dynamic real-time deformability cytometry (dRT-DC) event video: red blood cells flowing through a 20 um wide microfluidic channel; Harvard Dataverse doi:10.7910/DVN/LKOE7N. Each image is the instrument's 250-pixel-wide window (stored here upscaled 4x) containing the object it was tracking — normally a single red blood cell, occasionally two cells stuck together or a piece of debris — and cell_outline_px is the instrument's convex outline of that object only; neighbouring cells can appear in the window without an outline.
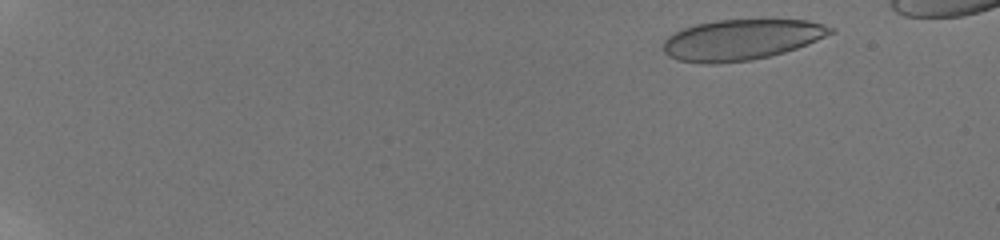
{"species": "human", "species_latin": "Homo sapiens", "temperature_condition": "room temperature", "stored_images_in_passage": 55, "camera_frame_rate_fps": 3000, "um_per_image_px": 0.085, "donor": {"sex": "male"}, "frame": {"image": 1, "passage_image": 5, "time_ms": 1.333, "image_size_px": [1000, 240], "cell_outline_px": [[836, 32], [808, 44], [784, 52], [752, 60], [716, 64], [704, 64], [680, 60], [668, 56], [664, 52], [660, 44], [668, 36], [684, 28], [696, 24], [716, 20], [764, 16], [808, 20], [824, 24], [836, 28]], "centroid_in_image_um": [63.08, 3.32], "position_along_channel_um": 21.9, "area_um2": 41.15}}
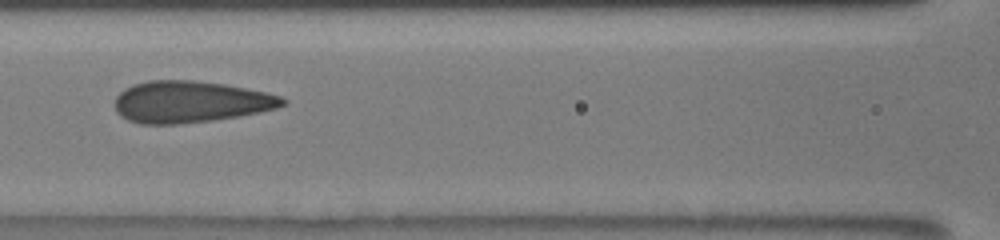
{"frame": {"image": 2, "passage_image": 28, "time_ms": 9.0, "image_size_px": [1000, 240], "cell_outline_px": [[288, 104], [276, 108], [260, 112], [212, 120], [176, 124], [140, 124], [128, 120], [120, 116], [116, 112], [116, 96], [124, 88], [132, 84], [148, 80], [192, 80], [224, 84], [264, 92], [280, 96], [288, 100]], "centroid_in_image_um": [16.16, 8.65], "position_along_channel_um": 150.4, "area_um2": 40.69}}
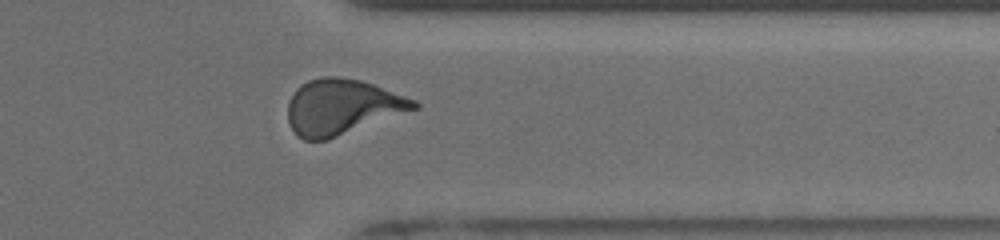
{"frame": {"image": 3, "passage_image": 46, "time_ms": 15.0, "image_size_px": [1000, 240], "cell_outline_px": [[420, 108], [328, 140], [304, 140], [296, 136], [288, 124], [288, 104], [296, 88], [300, 84], [308, 80], [320, 76], [336, 76], [360, 80], [372, 84], [416, 100], [420, 104]], "centroid_in_image_um": [29.06, 9.1], "position_along_channel_um": 382.3, "area_um2": 41.04}, "authors_computed_cell_mechanics": {"area_um2": 40.0554, "velocity_mm_per_s": 3.8743, "shape_relaxation_time_tau1_ms": 7.546, "shape_relaxation_time_tau2_ms": null, "deformation_change_tau1": 0.1938, "deformation_change_tau2": null}}